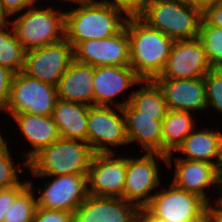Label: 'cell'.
Masks as SVG:
<instances>
[{"label": "cell", "instance_id": "cell-9", "mask_svg": "<svg viewBox=\"0 0 222 222\" xmlns=\"http://www.w3.org/2000/svg\"><path fill=\"white\" fill-rule=\"evenodd\" d=\"M87 143L94 153H116L114 148L129 145L123 109L89 106Z\"/></svg>", "mask_w": 222, "mask_h": 222}, {"label": "cell", "instance_id": "cell-17", "mask_svg": "<svg viewBox=\"0 0 222 222\" xmlns=\"http://www.w3.org/2000/svg\"><path fill=\"white\" fill-rule=\"evenodd\" d=\"M139 209L123 198L88 195L73 212V222H134Z\"/></svg>", "mask_w": 222, "mask_h": 222}, {"label": "cell", "instance_id": "cell-23", "mask_svg": "<svg viewBox=\"0 0 222 222\" xmlns=\"http://www.w3.org/2000/svg\"><path fill=\"white\" fill-rule=\"evenodd\" d=\"M89 105L58 99L52 112L61 138L87 142Z\"/></svg>", "mask_w": 222, "mask_h": 222}, {"label": "cell", "instance_id": "cell-2", "mask_svg": "<svg viewBox=\"0 0 222 222\" xmlns=\"http://www.w3.org/2000/svg\"><path fill=\"white\" fill-rule=\"evenodd\" d=\"M130 66L141 79L154 80L164 69L174 40L140 18H127Z\"/></svg>", "mask_w": 222, "mask_h": 222}, {"label": "cell", "instance_id": "cell-41", "mask_svg": "<svg viewBox=\"0 0 222 222\" xmlns=\"http://www.w3.org/2000/svg\"><path fill=\"white\" fill-rule=\"evenodd\" d=\"M215 69L218 70L222 74V62L219 65H217Z\"/></svg>", "mask_w": 222, "mask_h": 222}, {"label": "cell", "instance_id": "cell-29", "mask_svg": "<svg viewBox=\"0 0 222 222\" xmlns=\"http://www.w3.org/2000/svg\"><path fill=\"white\" fill-rule=\"evenodd\" d=\"M198 38L209 64L215 68L222 62V28L210 26L202 19Z\"/></svg>", "mask_w": 222, "mask_h": 222}, {"label": "cell", "instance_id": "cell-3", "mask_svg": "<svg viewBox=\"0 0 222 222\" xmlns=\"http://www.w3.org/2000/svg\"><path fill=\"white\" fill-rule=\"evenodd\" d=\"M94 154L85 141L60 138L28 161L25 177L88 174Z\"/></svg>", "mask_w": 222, "mask_h": 222}, {"label": "cell", "instance_id": "cell-22", "mask_svg": "<svg viewBox=\"0 0 222 222\" xmlns=\"http://www.w3.org/2000/svg\"><path fill=\"white\" fill-rule=\"evenodd\" d=\"M204 127H196L175 152L183 153L182 159L215 164L222 171V132L218 128Z\"/></svg>", "mask_w": 222, "mask_h": 222}, {"label": "cell", "instance_id": "cell-18", "mask_svg": "<svg viewBox=\"0 0 222 222\" xmlns=\"http://www.w3.org/2000/svg\"><path fill=\"white\" fill-rule=\"evenodd\" d=\"M161 87L168 109L191 113L207 110L204 77L194 79L155 78Z\"/></svg>", "mask_w": 222, "mask_h": 222}, {"label": "cell", "instance_id": "cell-8", "mask_svg": "<svg viewBox=\"0 0 222 222\" xmlns=\"http://www.w3.org/2000/svg\"><path fill=\"white\" fill-rule=\"evenodd\" d=\"M52 178L42 183V189L36 187L31 179H27L29 186L34 190L36 203L39 208L74 212L88 197L87 174L60 175V176H32V178ZM44 184V185H43ZM44 186V187H43Z\"/></svg>", "mask_w": 222, "mask_h": 222}, {"label": "cell", "instance_id": "cell-26", "mask_svg": "<svg viewBox=\"0 0 222 222\" xmlns=\"http://www.w3.org/2000/svg\"><path fill=\"white\" fill-rule=\"evenodd\" d=\"M25 52L10 24L0 29V65L9 68L15 74L22 72Z\"/></svg>", "mask_w": 222, "mask_h": 222}, {"label": "cell", "instance_id": "cell-16", "mask_svg": "<svg viewBox=\"0 0 222 222\" xmlns=\"http://www.w3.org/2000/svg\"><path fill=\"white\" fill-rule=\"evenodd\" d=\"M74 59L94 67L130 66L129 37L126 27L108 38L80 42L74 48Z\"/></svg>", "mask_w": 222, "mask_h": 222}, {"label": "cell", "instance_id": "cell-36", "mask_svg": "<svg viewBox=\"0 0 222 222\" xmlns=\"http://www.w3.org/2000/svg\"><path fill=\"white\" fill-rule=\"evenodd\" d=\"M202 19L210 26L222 28V4L206 5L202 9Z\"/></svg>", "mask_w": 222, "mask_h": 222}, {"label": "cell", "instance_id": "cell-1", "mask_svg": "<svg viewBox=\"0 0 222 222\" xmlns=\"http://www.w3.org/2000/svg\"><path fill=\"white\" fill-rule=\"evenodd\" d=\"M65 2L74 3V8L65 10V39L73 48L86 40L111 37L125 27L127 18L118 9L97 0Z\"/></svg>", "mask_w": 222, "mask_h": 222}, {"label": "cell", "instance_id": "cell-12", "mask_svg": "<svg viewBox=\"0 0 222 222\" xmlns=\"http://www.w3.org/2000/svg\"><path fill=\"white\" fill-rule=\"evenodd\" d=\"M74 60V48L63 40L25 52L23 73L44 83L58 86Z\"/></svg>", "mask_w": 222, "mask_h": 222}, {"label": "cell", "instance_id": "cell-5", "mask_svg": "<svg viewBox=\"0 0 222 222\" xmlns=\"http://www.w3.org/2000/svg\"><path fill=\"white\" fill-rule=\"evenodd\" d=\"M42 5L40 3L38 6H31L18 14L19 16L15 15L10 19V25L25 51L44 47L65 38V11Z\"/></svg>", "mask_w": 222, "mask_h": 222}, {"label": "cell", "instance_id": "cell-24", "mask_svg": "<svg viewBox=\"0 0 222 222\" xmlns=\"http://www.w3.org/2000/svg\"><path fill=\"white\" fill-rule=\"evenodd\" d=\"M196 115L168 109L162 120V154L175 153L184 139L197 127ZM195 117V118H194Z\"/></svg>", "mask_w": 222, "mask_h": 222}, {"label": "cell", "instance_id": "cell-25", "mask_svg": "<svg viewBox=\"0 0 222 222\" xmlns=\"http://www.w3.org/2000/svg\"><path fill=\"white\" fill-rule=\"evenodd\" d=\"M129 104L141 115L166 116L168 111L161 87L151 79H142L136 85Z\"/></svg>", "mask_w": 222, "mask_h": 222}, {"label": "cell", "instance_id": "cell-37", "mask_svg": "<svg viewBox=\"0 0 222 222\" xmlns=\"http://www.w3.org/2000/svg\"><path fill=\"white\" fill-rule=\"evenodd\" d=\"M205 222H222V200L207 204Z\"/></svg>", "mask_w": 222, "mask_h": 222}, {"label": "cell", "instance_id": "cell-4", "mask_svg": "<svg viewBox=\"0 0 222 222\" xmlns=\"http://www.w3.org/2000/svg\"><path fill=\"white\" fill-rule=\"evenodd\" d=\"M149 27L175 40L197 38L202 8L176 0H147L139 17Z\"/></svg>", "mask_w": 222, "mask_h": 222}, {"label": "cell", "instance_id": "cell-31", "mask_svg": "<svg viewBox=\"0 0 222 222\" xmlns=\"http://www.w3.org/2000/svg\"><path fill=\"white\" fill-rule=\"evenodd\" d=\"M109 7L118 9L126 18H139L144 13L147 0H97Z\"/></svg>", "mask_w": 222, "mask_h": 222}, {"label": "cell", "instance_id": "cell-44", "mask_svg": "<svg viewBox=\"0 0 222 222\" xmlns=\"http://www.w3.org/2000/svg\"><path fill=\"white\" fill-rule=\"evenodd\" d=\"M217 3L222 4V0H218Z\"/></svg>", "mask_w": 222, "mask_h": 222}, {"label": "cell", "instance_id": "cell-32", "mask_svg": "<svg viewBox=\"0 0 222 222\" xmlns=\"http://www.w3.org/2000/svg\"><path fill=\"white\" fill-rule=\"evenodd\" d=\"M29 186L28 180H24L20 185L11 188L0 189V222L4 221V216L15 199Z\"/></svg>", "mask_w": 222, "mask_h": 222}, {"label": "cell", "instance_id": "cell-21", "mask_svg": "<svg viewBox=\"0 0 222 222\" xmlns=\"http://www.w3.org/2000/svg\"><path fill=\"white\" fill-rule=\"evenodd\" d=\"M94 76V66L74 59L59 80L57 86L58 99L93 106Z\"/></svg>", "mask_w": 222, "mask_h": 222}, {"label": "cell", "instance_id": "cell-39", "mask_svg": "<svg viewBox=\"0 0 222 222\" xmlns=\"http://www.w3.org/2000/svg\"><path fill=\"white\" fill-rule=\"evenodd\" d=\"M218 0H189L192 5L204 8L206 5L217 3Z\"/></svg>", "mask_w": 222, "mask_h": 222}, {"label": "cell", "instance_id": "cell-28", "mask_svg": "<svg viewBox=\"0 0 222 222\" xmlns=\"http://www.w3.org/2000/svg\"><path fill=\"white\" fill-rule=\"evenodd\" d=\"M37 208L35 192L28 186L10 205L3 222H32Z\"/></svg>", "mask_w": 222, "mask_h": 222}, {"label": "cell", "instance_id": "cell-42", "mask_svg": "<svg viewBox=\"0 0 222 222\" xmlns=\"http://www.w3.org/2000/svg\"><path fill=\"white\" fill-rule=\"evenodd\" d=\"M220 200H222V180H221V195H220Z\"/></svg>", "mask_w": 222, "mask_h": 222}, {"label": "cell", "instance_id": "cell-7", "mask_svg": "<svg viewBox=\"0 0 222 222\" xmlns=\"http://www.w3.org/2000/svg\"><path fill=\"white\" fill-rule=\"evenodd\" d=\"M57 100V87L20 72L14 74L10 98L3 111L8 115L29 113L52 116Z\"/></svg>", "mask_w": 222, "mask_h": 222}, {"label": "cell", "instance_id": "cell-40", "mask_svg": "<svg viewBox=\"0 0 222 222\" xmlns=\"http://www.w3.org/2000/svg\"><path fill=\"white\" fill-rule=\"evenodd\" d=\"M9 24H10V19L2 10L1 3H0V29L8 26Z\"/></svg>", "mask_w": 222, "mask_h": 222}, {"label": "cell", "instance_id": "cell-13", "mask_svg": "<svg viewBox=\"0 0 222 222\" xmlns=\"http://www.w3.org/2000/svg\"><path fill=\"white\" fill-rule=\"evenodd\" d=\"M125 156L115 153L94 154L87 174L89 195L123 197L127 170Z\"/></svg>", "mask_w": 222, "mask_h": 222}, {"label": "cell", "instance_id": "cell-35", "mask_svg": "<svg viewBox=\"0 0 222 222\" xmlns=\"http://www.w3.org/2000/svg\"><path fill=\"white\" fill-rule=\"evenodd\" d=\"M42 1V0H40ZM39 0H0L2 10L11 19L13 16L21 14L27 8L38 5Z\"/></svg>", "mask_w": 222, "mask_h": 222}, {"label": "cell", "instance_id": "cell-20", "mask_svg": "<svg viewBox=\"0 0 222 222\" xmlns=\"http://www.w3.org/2000/svg\"><path fill=\"white\" fill-rule=\"evenodd\" d=\"M128 144L141 145L145 153L162 154V120L165 116L141 115L129 103L123 108Z\"/></svg>", "mask_w": 222, "mask_h": 222}, {"label": "cell", "instance_id": "cell-34", "mask_svg": "<svg viewBox=\"0 0 222 222\" xmlns=\"http://www.w3.org/2000/svg\"><path fill=\"white\" fill-rule=\"evenodd\" d=\"M14 72L0 65V112L5 109L10 98L11 83Z\"/></svg>", "mask_w": 222, "mask_h": 222}, {"label": "cell", "instance_id": "cell-19", "mask_svg": "<svg viewBox=\"0 0 222 222\" xmlns=\"http://www.w3.org/2000/svg\"><path fill=\"white\" fill-rule=\"evenodd\" d=\"M14 120L24 140L31 149L24 153L21 160L27 162L41 149L48 147L61 138L58 127L52 116H39L29 113L9 114Z\"/></svg>", "mask_w": 222, "mask_h": 222}, {"label": "cell", "instance_id": "cell-38", "mask_svg": "<svg viewBox=\"0 0 222 222\" xmlns=\"http://www.w3.org/2000/svg\"><path fill=\"white\" fill-rule=\"evenodd\" d=\"M134 222H164L163 220L154 217L144 207H140L135 216Z\"/></svg>", "mask_w": 222, "mask_h": 222}, {"label": "cell", "instance_id": "cell-27", "mask_svg": "<svg viewBox=\"0 0 222 222\" xmlns=\"http://www.w3.org/2000/svg\"><path fill=\"white\" fill-rule=\"evenodd\" d=\"M7 142L2 134L0 137V189L20 185L23 182L22 178H24V175L21 173L25 171V168H28V162L26 160L15 164L13 154L10 152L11 150Z\"/></svg>", "mask_w": 222, "mask_h": 222}, {"label": "cell", "instance_id": "cell-43", "mask_svg": "<svg viewBox=\"0 0 222 222\" xmlns=\"http://www.w3.org/2000/svg\"><path fill=\"white\" fill-rule=\"evenodd\" d=\"M176 1L189 2V0H176Z\"/></svg>", "mask_w": 222, "mask_h": 222}, {"label": "cell", "instance_id": "cell-30", "mask_svg": "<svg viewBox=\"0 0 222 222\" xmlns=\"http://www.w3.org/2000/svg\"><path fill=\"white\" fill-rule=\"evenodd\" d=\"M207 109L222 114V74L213 68L205 77Z\"/></svg>", "mask_w": 222, "mask_h": 222}, {"label": "cell", "instance_id": "cell-10", "mask_svg": "<svg viewBox=\"0 0 222 222\" xmlns=\"http://www.w3.org/2000/svg\"><path fill=\"white\" fill-rule=\"evenodd\" d=\"M167 164V156L160 153H145L127 157V170L123 199L144 207L161 187L159 163ZM155 191V192H153Z\"/></svg>", "mask_w": 222, "mask_h": 222}, {"label": "cell", "instance_id": "cell-14", "mask_svg": "<svg viewBox=\"0 0 222 222\" xmlns=\"http://www.w3.org/2000/svg\"><path fill=\"white\" fill-rule=\"evenodd\" d=\"M209 64L199 38L175 40L161 74L156 78L194 79L205 77Z\"/></svg>", "mask_w": 222, "mask_h": 222}, {"label": "cell", "instance_id": "cell-15", "mask_svg": "<svg viewBox=\"0 0 222 222\" xmlns=\"http://www.w3.org/2000/svg\"><path fill=\"white\" fill-rule=\"evenodd\" d=\"M141 80L131 66L95 67L94 106L112 105L123 108L129 103L133 91H130L126 98L123 94L130 89L133 90L132 88L136 87ZM119 95L123 98L119 101L115 100Z\"/></svg>", "mask_w": 222, "mask_h": 222}, {"label": "cell", "instance_id": "cell-33", "mask_svg": "<svg viewBox=\"0 0 222 222\" xmlns=\"http://www.w3.org/2000/svg\"><path fill=\"white\" fill-rule=\"evenodd\" d=\"M32 222H73V213L62 210L37 208Z\"/></svg>", "mask_w": 222, "mask_h": 222}, {"label": "cell", "instance_id": "cell-6", "mask_svg": "<svg viewBox=\"0 0 222 222\" xmlns=\"http://www.w3.org/2000/svg\"><path fill=\"white\" fill-rule=\"evenodd\" d=\"M168 184V187H160L144 208L164 222H205L208 203L172 183Z\"/></svg>", "mask_w": 222, "mask_h": 222}, {"label": "cell", "instance_id": "cell-11", "mask_svg": "<svg viewBox=\"0 0 222 222\" xmlns=\"http://www.w3.org/2000/svg\"><path fill=\"white\" fill-rule=\"evenodd\" d=\"M173 154V155H172ZM173 156V157H172ZM174 158V163H173ZM174 164V165H173ZM174 167L173 180L171 183L181 190H185L189 193H193L207 203L220 199V196L216 197L214 194L219 190L221 195V180L222 171L215 165L204 161H193L182 159L179 156H175L174 153L167 155L166 168L170 169ZM216 186V189L212 195L208 196L211 192H208L210 188ZM209 197V198H208Z\"/></svg>", "mask_w": 222, "mask_h": 222}]
</instances>
